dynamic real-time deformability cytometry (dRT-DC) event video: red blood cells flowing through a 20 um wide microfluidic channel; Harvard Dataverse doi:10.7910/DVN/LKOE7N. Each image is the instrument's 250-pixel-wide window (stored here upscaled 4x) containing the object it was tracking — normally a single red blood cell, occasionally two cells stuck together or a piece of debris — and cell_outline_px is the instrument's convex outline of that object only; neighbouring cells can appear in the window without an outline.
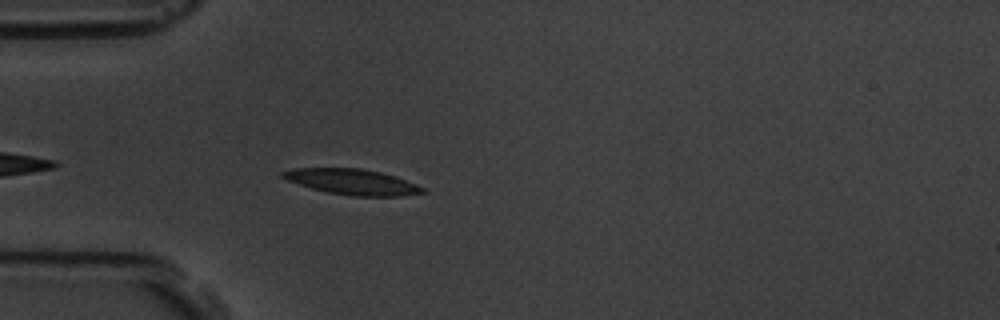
{"species": "common noctule bat (a hibernating species)", "species_latin": "Nyctalus noctula", "temperature_condition": "room temperature", "stored_images_in_passage": 5, "camera_frame_rate_fps": 3000, "um_per_image_px": 0.085, "animal": {"sex": "male", "body_mass_g": 19.5, "forearm_length_mm": 54.6}, "frame": {"image": 1, "passage_image": 5, "time_ms": 4.667, "image_size_px": [1000, 320], "cell_outline_px": [[424, 192], [400, 196], [352, 196], [328, 192], [312, 188], [288, 180], [280, 176], [280, 172], [292, 168], [360, 168], [380, 172], [396, 176], [416, 184], [424, 188]], "centroid_in_image_um": [29.93, 15.45], "position_along_channel_um": 55.1, "area_um2": 20.69}}